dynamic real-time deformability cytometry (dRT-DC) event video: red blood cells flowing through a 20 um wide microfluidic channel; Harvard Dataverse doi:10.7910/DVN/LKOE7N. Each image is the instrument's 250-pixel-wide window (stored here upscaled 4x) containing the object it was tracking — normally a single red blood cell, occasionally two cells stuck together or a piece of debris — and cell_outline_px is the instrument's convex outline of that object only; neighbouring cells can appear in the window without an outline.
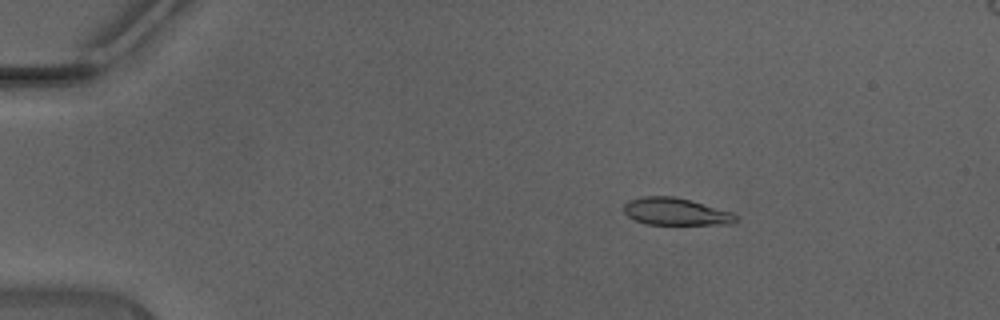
{"species": "Egyptian fruit bat (a non-hibernating species)", "species_latin": "Rousettus aegyptiacus", "temperature_condition": "warm", "stored_images_in_passage": 41, "camera_frame_rate_fps": 3000, "um_per_image_px": 0.085, "animal": {"sex": "male"}, "frame": {"image": 1, "passage_image": 3, "time_ms": 0.667, "image_size_px": [1000, 320], "cell_outline_px": [[736, 220], [732, 224], [644, 224], [628, 216], [624, 212], [624, 204], [628, 200], [640, 196], [672, 196], [688, 200], [732, 212], [736, 216]], "centroid_in_image_um": [57.38, 17.98], "position_along_channel_um": 27.6, "area_um2": 17.57}}
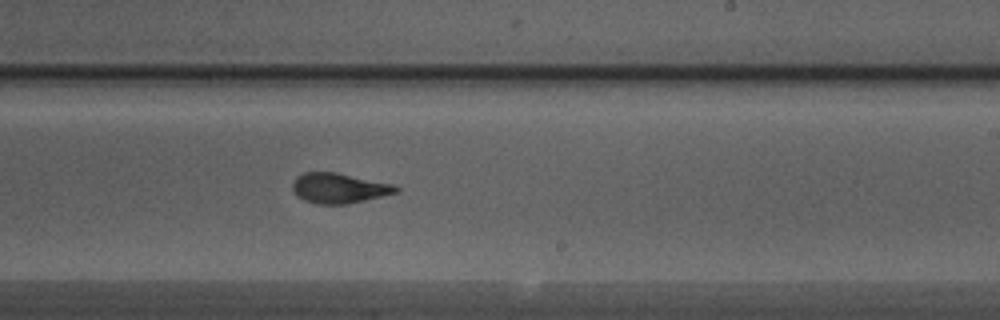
{"frame": {"image": 2, "passage_image": 24, "time_ms": 7.667, "image_size_px": [1000, 320], "cell_outline_px": [[400, 188], [396, 192], [348, 204], [316, 204], [304, 200], [292, 188], [292, 180], [296, 176], [304, 172], [336, 172], [392, 184]], "centroid_in_image_um": [28.77, 15.98], "position_along_channel_um": 260.2, "area_um2": 17.92}}
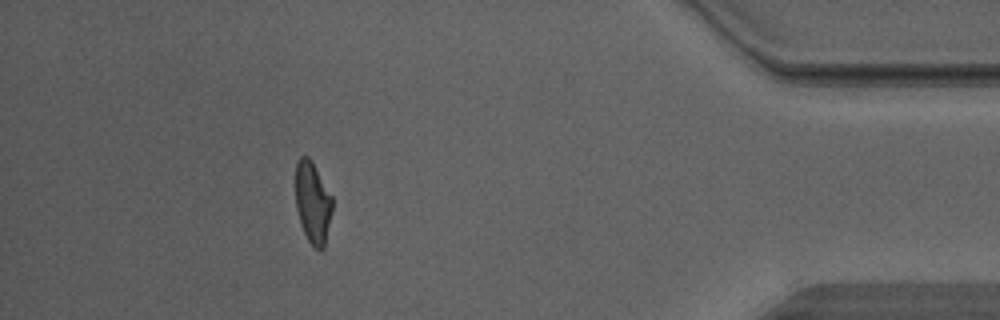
{"frame": {"image": 3, "passage_image": 37, "time_ms": 12.0, "image_size_px": [1000, 320], "cell_outline_px": [[332, 208], [324, 248], [320, 252], [308, 240], [300, 224], [296, 208], [296, 160], [300, 156], [308, 156], [312, 160], [332, 196]], "centroid_in_image_um": [26.57, 17.19], "position_along_channel_um": 408.6, "area_um2": 17.51}, "authors_computed_cell_mechanics": {"area_um2": 18.207, "velocity_mm_per_s": 4.4913, "shape_relaxation_time_tau1_ms": 3.501, "shape_relaxation_time_tau2_ms": 1.0141, "deformation_change_tau1": 0.1888, "deformation_change_tau2": 0.0859}}